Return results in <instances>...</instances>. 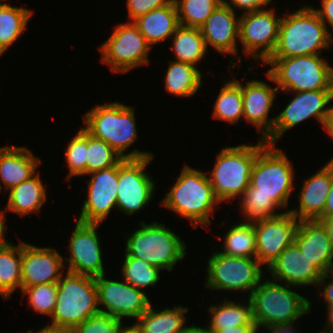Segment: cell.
<instances>
[{
    "label": "cell",
    "mask_w": 333,
    "mask_h": 333,
    "mask_svg": "<svg viewBox=\"0 0 333 333\" xmlns=\"http://www.w3.org/2000/svg\"><path fill=\"white\" fill-rule=\"evenodd\" d=\"M225 0L219 5L200 27L206 47H214L224 54H237V39L239 38V21L235 10ZM237 38V39H236Z\"/></svg>",
    "instance_id": "7402d4cb"
},
{
    "label": "cell",
    "mask_w": 333,
    "mask_h": 333,
    "mask_svg": "<svg viewBox=\"0 0 333 333\" xmlns=\"http://www.w3.org/2000/svg\"><path fill=\"white\" fill-rule=\"evenodd\" d=\"M239 21V40L246 55L263 63L272 55L278 43L282 17L272 9L245 12ZM259 50V51H257Z\"/></svg>",
    "instance_id": "7c38bea8"
},
{
    "label": "cell",
    "mask_w": 333,
    "mask_h": 333,
    "mask_svg": "<svg viewBox=\"0 0 333 333\" xmlns=\"http://www.w3.org/2000/svg\"><path fill=\"white\" fill-rule=\"evenodd\" d=\"M328 307H327V323H326V326L325 327H327V328H323L322 330L323 331H321V332H319V333H325V331H326V333H333V304L332 305H327ZM329 330V331H328Z\"/></svg>",
    "instance_id": "f5cc1de1"
},
{
    "label": "cell",
    "mask_w": 333,
    "mask_h": 333,
    "mask_svg": "<svg viewBox=\"0 0 333 333\" xmlns=\"http://www.w3.org/2000/svg\"><path fill=\"white\" fill-rule=\"evenodd\" d=\"M262 264L256 258L214 252L208 260L205 287L215 290L250 291L262 281Z\"/></svg>",
    "instance_id": "30bf717a"
},
{
    "label": "cell",
    "mask_w": 333,
    "mask_h": 333,
    "mask_svg": "<svg viewBox=\"0 0 333 333\" xmlns=\"http://www.w3.org/2000/svg\"><path fill=\"white\" fill-rule=\"evenodd\" d=\"M41 160L26 147L2 146L0 148V180L6 190H11L36 173ZM2 185L0 183V192Z\"/></svg>",
    "instance_id": "d4e9b609"
},
{
    "label": "cell",
    "mask_w": 333,
    "mask_h": 333,
    "mask_svg": "<svg viewBox=\"0 0 333 333\" xmlns=\"http://www.w3.org/2000/svg\"><path fill=\"white\" fill-rule=\"evenodd\" d=\"M224 251L228 256L255 258L256 242L253 223H237L223 238Z\"/></svg>",
    "instance_id": "e575fe53"
},
{
    "label": "cell",
    "mask_w": 333,
    "mask_h": 333,
    "mask_svg": "<svg viewBox=\"0 0 333 333\" xmlns=\"http://www.w3.org/2000/svg\"><path fill=\"white\" fill-rule=\"evenodd\" d=\"M294 243L323 273L333 271V245L320 220H301Z\"/></svg>",
    "instance_id": "603a6c76"
},
{
    "label": "cell",
    "mask_w": 333,
    "mask_h": 333,
    "mask_svg": "<svg viewBox=\"0 0 333 333\" xmlns=\"http://www.w3.org/2000/svg\"><path fill=\"white\" fill-rule=\"evenodd\" d=\"M122 157L104 140L87 132L86 175L115 166Z\"/></svg>",
    "instance_id": "74e56055"
},
{
    "label": "cell",
    "mask_w": 333,
    "mask_h": 333,
    "mask_svg": "<svg viewBox=\"0 0 333 333\" xmlns=\"http://www.w3.org/2000/svg\"><path fill=\"white\" fill-rule=\"evenodd\" d=\"M333 216V160H332V184L330 187V191L327 195V201L324 208V212L320 217H328Z\"/></svg>",
    "instance_id": "7dc6e473"
},
{
    "label": "cell",
    "mask_w": 333,
    "mask_h": 333,
    "mask_svg": "<svg viewBox=\"0 0 333 333\" xmlns=\"http://www.w3.org/2000/svg\"><path fill=\"white\" fill-rule=\"evenodd\" d=\"M333 37L312 7L306 5L281 20L278 43L269 58L320 55Z\"/></svg>",
    "instance_id": "6da1fadb"
},
{
    "label": "cell",
    "mask_w": 333,
    "mask_h": 333,
    "mask_svg": "<svg viewBox=\"0 0 333 333\" xmlns=\"http://www.w3.org/2000/svg\"><path fill=\"white\" fill-rule=\"evenodd\" d=\"M317 220H320L322 224L326 227L328 237L333 245V216L319 217Z\"/></svg>",
    "instance_id": "816d5d0a"
},
{
    "label": "cell",
    "mask_w": 333,
    "mask_h": 333,
    "mask_svg": "<svg viewBox=\"0 0 333 333\" xmlns=\"http://www.w3.org/2000/svg\"><path fill=\"white\" fill-rule=\"evenodd\" d=\"M225 0H174L179 24L200 28Z\"/></svg>",
    "instance_id": "d590c367"
},
{
    "label": "cell",
    "mask_w": 333,
    "mask_h": 333,
    "mask_svg": "<svg viewBox=\"0 0 333 333\" xmlns=\"http://www.w3.org/2000/svg\"><path fill=\"white\" fill-rule=\"evenodd\" d=\"M66 163H68L69 174L66 179L74 176L86 175L87 160V131L79 129L78 133L68 142L65 150Z\"/></svg>",
    "instance_id": "60d3db41"
},
{
    "label": "cell",
    "mask_w": 333,
    "mask_h": 333,
    "mask_svg": "<svg viewBox=\"0 0 333 333\" xmlns=\"http://www.w3.org/2000/svg\"><path fill=\"white\" fill-rule=\"evenodd\" d=\"M214 333H258L256 325H242L224 329H217Z\"/></svg>",
    "instance_id": "bcb514c9"
},
{
    "label": "cell",
    "mask_w": 333,
    "mask_h": 333,
    "mask_svg": "<svg viewBox=\"0 0 333 333\" xmlns=\"http://www.w3.org/2000/svg\"><path fill=\"white\" fill-rule=\"evenodd\" d=\"M201 78V72L194 65L170 61L165 77V90L177 97H190L201 87Z\"/></svg>",
    "instance_id": "f1b7e54d"
},
{
    "label": "cell",
    "mask_w": 333,
    "mask_h": 333,
    "mask_svg": "<svg viewBox=\"0 0 333 333\" xmlns=\"http://www.w3.org/2000/svg\"><path fill=\"white\" fill-rule=\"evenodd\" d=\"M254 146L238 145L221 149L209 181L216 198L221 202L242 196L250 185L252 168L258 152L267 144L259 139Z\"/></svg>",
    "instance_id": "52a82bcc"
},
{
    "label": "cell",
    "mask_w": 333,
    "mask_h": 333,
    "mask_svg": "<svg viewBox=\"0 0 333 333\" xmlns=\"http://www.w3.org/2000/svg\"><path fill=\"white\" fill-rule=\"evenodd\" d=\"M100 313L109 314L122 321L124 317L138 319L150 307L145 294L128 282L107 280L105 274L95 277Z\"/></svg>",
    "instance_id": "5bb4252c"
},
{
    "label": "cell",
    "mask_w": 333,
    "mask_h": 333,
    "mask_svg": "<svg viewBox=\"0 0 333 333\" xmlns=\"http://www.w3.org/2000/svg\"><path fill=\"white\" fill-rule=\"evenodd\" d=\"M98 226L99 224L77 221L72 237L68 240V252L71 256L64 259L69 265L67 272L92 277L105 274Z\"/></svg>",
    "instance_id": "e0dca14e"
},
{
    "label": "cell",
    "mask_w": 333,
    "mask_h": 333,
    "mask_svg": "<svg viewBox=\"0 0 333 333\" xmlns=\"http://www.w3.org/2000/svg\"><path fill=\"white\" fill-rule=\"evenodd\" d=\"M172 36L177 61L195 66L205 56L207 47L200 28L179 25Z\"/></svg>",
    "instance_id": "4dcf8cb0"
},
{
    "label": "cell",
    "mask_w": 333,
    "mask_h": 333,
    "mask_svg": "<svg viewBox=\"0 0 333 333\" xmlns=\"http://www.w3.org/2000/svg\"><path fill=\"white\" fill-rule=\"evenodd\" d=\"M21 242L14 246L8 241L0 244V295L11 298L16 288L21 289Z\"/></svg>",
    "instance_id": "f546056e"
},
{
    "label": "cell",
    "mask_w": 333,
    "mask_h": 333,
    "mask_svg": "<svg viewBox=\"0 0 333 333\" xmlns=\"http://www.w3.org/2000/svg\"><path fill=\"white\" fill-rule=\"evenodd\" d=\"M266 144L255 159L250 185L244 193L271 197L280 207L288 205L294 181L293 166L283 151Z\"/></svg>",
    "instance_id": "9c48e42d"
},
{
    "label": "cell",
    "mask_w": 333,
    "mask_h": 333,
    "mask_svg": "<svg viewBox=\"0 0 333 333\" xmlns=\"http://www.w3.org/2000/svg\"><path fill=\"white\" fill-rule=\"evenodd\" d=\"M5 214L1 212L0 210V244L1 243H4L6 242L7 240H5V237H4V233H5V228H7L5 225H4V219H5Z\"/></svg>",
    "instance_id": "9f6ffc18"
},
{
    "label": "cell",
    "mask_w": 333,
    "mask_h": 333,
    "mask_svg": "<svg viewBox=\"0 0 333 333\" xmlns=\"http://www.w3.org/2000/svg\"><path fill=\"white\" fill-rule=\"evenodd\" d=\"M122 321L109 314L99 313L76 326L73 333H116Z\"/></svg>",
    "instance_id": "b9f144b4"
},
{
    "label": "cell",
    "mask_w": 333,
    "mask_h": 333,
    "mask_svg": "<svg viewBox=\"0 0 333 333\" xmlns=\"http://www.w3.org/2000/svg\"><path fill=\"white\" fill-rule=\"evenodd\" d=\"M323 126H324L326 132H328V134L333 139V106L328 107ZM332 160H333V158H332Z\"/></svg>",
    "instance_id": "681fc988"
},
{
    "label": "cell",
    "mask_w": 333,
    "mask_h": 333,
    "mask_svg": "<svg viewBox=\"0 0 333 333\" xmlns=\"http://www.w3.org/2000/svg\"><path fill=\"white\" fill-rule=\"evenodd\" d=\"M126 240L125 254L139 258L162 270H173L186 255V245L171 229L158 222L145 224Z\"/></svg>",
    "instance_id": "ba28073f"
},
{
    "label": "cell",
    "mask_w": 333,
    "mask_h": 333,
    "mask_svg": "<svg viewBox=\"0 0 333 333\" xmlns=\"http://www.w3.org/2000/svg\"><path fill=\"white\" fill-rule=\"evenodd\" d=\"M293 323L289 324H278V325H271L266 327L270 333H293L296 332L294 331V328L292 326Z\"/></svg>",
    "instance_id": "c3c4849f"
},
{
    "label": "cell",
    "mask_w": 333,
    "mask_h": 333,
    "mask_svg": "<svg viewBox=\"0 0 333 333\" xmlns=\"http://www.w3.org/2000/svg\"><path fill=\"white\" fill-rule=\"evenodd\" d=\"M234 80L242 88L243 100V118L249 123H252L262 134L264 140L272 131L275 125L276 116L268 119V114L273 106L278 88H272L268 84L259 80L247 81L245 86Z\"/></svg>",
    "instance_id": "44dd1931"
},
{
    "label": "cell",
    "mask_w": 333,
    "mask_h": 333,
    "mask_svg": "<svg viewBox=\"0 0 333 333\" xmlns=\"http://www.w3.org/2000/svg\"><path fill=\"white\" fill-rule=\"evenodd\" d=\"M332 184V159L304 181L299 193V209L288 210L297 220H317L324 212Z\"/></svg>",
    "instance_id": "cb8c5ba5"
},
{
    "label": "cell",
    "mask_w": 333,
    "mask_h": 333,
    "mask_svg": "<svg viewBox=\"0 0 333 333\" xmlns=\"http://www.w3.org/2000/svg\"><path fill=\"white\" fill-rule=\"evenodd\" d=\"M57 300L51 325L44 328L55 331H72L92 316L99 314L95 277L66 275L57 282Z\"/></svg>",
    "instance_id": "7a4b0ae2"
},
{
    "label": "cell",
    "mask_w": 333,
    "mask_h": 333,
    "mask_svg": "<svg viewBox=\"0 0 333 333\" xmlns=\"http://www.w3.org/2000/svg\"><path fill=\"white\" fill-rule=\"evenodd\" d=\"M252 223L256 239L255 258L261 264L268 266L294 243L300 221L287 210L273 218Z\"/></svg>",
    "instance_id": "9a60e30c"
},
{
    "label": "cell",
    "mask_w": 333,
    "mask_h": 333,
    "mask_svg": "<svg viewBox=\"0 0 333 333\" xmlns=\"http://www.w3.org/2000/svg\"><path fill=\"white\" fill-rule=\"evenodd\" d=\"M45 189L39 173H35L29 179L9 190L10 194L5 211L15 212L22 217L30 213H37L46 201Z\"/></svg>",
    "instance_id": "4316f807"
},
{
    "label": "cell",
    "mask_w": 333,
    "mask_h": 333,
    "mask_svg": "<svg viewBox=\"0 0 333 333\" xmlns=\"http://www.w3.org/2000/svg\"><path fill=\"white\" fill-rule=\"evenodd\" d=\"M171 1L172 0H126L128 17L130 21H134L139 16L145 15L154 9L161 8Z\"/></svg>",
    "instance_id": "7bdbcfd3"
},
{
    "label": "cell",
    "mask_w": 333,
    "mask_h": 333,
    "mask_svg": "<svg viewBox=\"0 0 333 333\" xmlns=\"http://www.w3.org/2000/svg\"><path fill=\"white\" fill-rule=\"evenodd\" d=\"M87 175H92L88 182V195L77 221L100 224L117 206L118 163Z\"/></svg>",
    "instance_id": "ac0fdd59"
},
{
    "label": "cell",
    "mask_w": 333,
    "mask_h": 333,
    "mask_svg": "<svg viewBox=\"0 0 333 333\" xmlns=\"http://www.w3.org/2000/svg\"><path fill=\"white\" fill-rule=\"evenodd\" d=\"M133 22L151 46L172 37L180 25L174 0L161 8L139 16Z\"/></svg>",
    "instance_id": "484cf974"
},
{
    "label": "cell",
    "mask_w": 333,
    "mask_h": 333,
    "mask_svg": "<svg viewBox=\"0 0 333 333\" xmlns=\"http://www.w3.org/2000/svg\"><path fill=\"white\" fill-rule=\"evenodd\" d=\"M32 14L31 10L24 7L0 3V56L22 34Z\"/></svg>",
    "instance_id": "d6a6232c"
},
{
    "label": "cell",
    "mask_w": 333,
    "mask_h": 333,
    "mask_svg": "<svg viewBox=\"0 0 333 333\" xmlns=\"http://www.w3.org/2000/svg\"><path fill=\"white\" fill-rule=\"evenodd\" d=\"M182 333H214V332H212L208 327L201 328L192 325L190 327H186Z\"/></svg>",
    "instance_id": "db71d44e"
},
{
    "label": "cell",
    "mask_w": 333,
    "mask_h": 333,
    "mask_svg": "<svg viewBox=\"0 0 333 333\" xmlns=\"http://www.w3.org/2000/svg\"><path fill=\"white\" fill-rule=\"evenodd\" d=\"M27 333H32V331L29 330ZM37 333H60V331L49 330V329L43 328L40 331H38Z\"/></svg>",
    "instance_id": "6f0895ef"
},
{
    "label": "cell",
    "mask_w": 333,
    "mask_h": 333,
    "mask_svg": "<svg viewBox=\"0 0 333 333\" xmlns=\"http://www.w3.org/2000/svg\"><path fill=\"white\" fill-rule=\"evenodd\" d=\"M151 45L132 21L121 23L114 29L101 47L102 62L113 72L126 73L131 69L149 63Z\"/></svg>",
    "instance_id": "8fae6325"
},
{
    "label": "cell",
    "mask_w": 333,
    "mask_h": 333,
    "mask_svg": "<svg viewBox=\"0 0 333 333\" xmlns=\"http://www.w3.org/2000/svg\"><path fill=\"white\" fill-rule=\"evenodd\" d=\"M63 261L53 248H39L21 241V288L57 283L64 274Z\"/></svg>",
    "instance_id": "ffe728a7"
},
{
    "label": "cell",
    "mask_w": 333,
    "mask_h": 333,
    "mask_svg": "<svg viewBox=\"0 0 333 333\" xmlns=\"http://www.w3.org/2000/svg\"><path fill=\"white\" fill-rule=\"evenodd\" d=\"M60 333H73L72 331H60Z\"/></svg>",
    "instance_id": "680465c9"
},
{
    "label": "cell",
    "mask_w": 333,
    "mask_h": 333,
    "mask_svg": "<svg viewBox=\"0 0 333 333\" xmlns=\"http://www.w3.org/2000/svg\"><path fill=\"white\" fill-rule=\"evenodd\" d=\"M153 156L121 159L118 162L117 208L132 215L144 208L153 197L155 184L144 170Z\"/></svg>",
    "instance_id": "4fadbf2b"
},
{
    "label": "cell",
    "mask_w": 333,
    "mask_h": 333,
    "mask_svg": "<svg viewBox=\"0 0 333 333\" xmlns=\"http://www.w3.org/2000/svg\"><path fill=\"white\" fill-rule=\"evenodd\" d=\"M240 198L243 200L240 202L243 215L248 218L245 222L251 223L280 215L274 213L280 206L271 197L243 193Z\"/></svg>",
    "instance_id": "f35d334b"
},
{
    "label": "cell",
    "mask_w": 333,
    "mask_h": 333,
    "mask_svg": "<svg viewBox=\"0 0 333 333\" xmlns=\"http://www.w3.org/2000/svg\"><path fill=\"white\" fill-rule=\"evenodd\" d=\"M84 129L95 138L104 140L123 159H140L153 156L149 152L124 151L137 139L134 109L120 102L96 105L84 115Z\"/></svg>",
    "instance_id": "3957f363"
},
{
    "label": "cell",
    "mask_w": 333,
    "mask_h": 333,
    "mask_svg": "<svg viewBox=\"0 0 333 333\" xmlns=\"http://www.w3.org/2000/svg\"><path fill=\"white\" fill-rule=\"evenodd\" d=\"M290 286L273 282L259 283L249 294L254 322L259 329L271 325L294 323L310 311L311 302L289 289Z\"/></svg>",
    "instance_id": "8992f818"
},
{
    "label": "cell",
    "mask_w": 333,
    "mask_h": 333,
    "mask_svg": "<svg viewBox=\"0 0 333 333\" xmlns=\"http://www.w3.org/2000/svg\"><path fill=\"white\" fill-rule=\"evenodd\" d=\"M116 333H140V329L135 323L129 327L123 326V323H122Z\"/></svg>",
    "instance_id": "11a10c76"
},
{
    "label": "cell",
    "mask_w": 333,
    "mask_h": 333,
    "mask_svg": "<svg viewBox=\"0 0 333 333\" xmlns=\"http://www.w3.org/2000/svg\"><path fill=\"white\" fill-rule=\"evenodd\" d=\"M57 283L37 284L21 288V292L28 295V304L36 312L52 317L57 300Z\"/></svg>",
    "instance_id": "ab89813d"
},
{
    "label": "cell",
    "mask_w": 333,
    "mask_h": 333,
    "mask_svg": "<svg viewBox=\"0 0 333 333\" xmlns=\"http://www.w3.org/2000/svg\"><path fill=\"white\" fill-rule=\"evenodd\" d=\"M212 118L224 120L229 123H238L243 117L242 88L234 80L226 82L213 104Z\"/></svg>",
    "instance_id": "836d02e7"
},
{
    "label": "cell",
    "mask_w": 333,
    "mask_h": 333,
    "mask_svg": "<svg viewBox=\"0 0 333 333\" xmlns=\"http://www.w3.org/2000/svg\"><path fill=\"white\" fill-rule=\"evenodd\" d=\"M186 312L188 308L182 306L165 308L158 312L150 305L135 324L139 327L140 333H182L186 328L183 326L186 322Z\"/></svg>",
    "instance_id": "83f0119b"
},
{
    "label": "cell",
    "mask_w": 333,
    "mask_h": 333,
    "mask_svg": "<svg viewBox=\"0 0 333 333\" xmlns=\"http://www.w3.org/2000/svg\"><path fill=\"white\" fill-rule=\"evenodd\" d=\"M161 269L139 258L129 257L125 254L122 266L124 280L138 289L155 286L160 280Z\"/></svg>",
    "instance_id": "8d00e7d4"
},
{
    "label": "cell",
    "mask_w": 333,
    "mask_h": 333,
    "mask_svg": "<svg viewBox=\"0 0 333 333\" xmlns=\"http://www.w3.org/2000/svg\"><path fill=\"white\" fill-rule=\"evenodd\" d=\"M211 321L208 328L214 332L217 329L237 327L242 325H256L252 315L251 302L245 306L234 301L224 300L222 304L210 306Z\"/></svg>",
    "instance_id": "1f68e13d"
},
{
    "label": "cell",
    "mask_w": 333,
    "mask_h": 333,
    "mask_svg": "<svg viewBox=\"0 0 333 333\" xmlns=\"http://www.w3.org/2000/svg\"><path fill=\"white\" fill-rule=\"evenodd\" d=\"M294 93L296 96L276 116L273 131L264 139L268 144L275 145L284 132L311 116H315L323 125L328 110L327 105L333 100V90Z\"/></svg>",
    "instance_id": "2e32d148"
},
{
    "label": "cell",
    "mask_w": 333,
    "mask_h": 333,
    "mask_svg": "<svg viewBox=\"0 0 333 333\" xmlns=\"http://www.w3.org/2000/svg\"><path fill=\"white\" fill-rule=\"evenodd\" d=\"M232 5L230 7L232 9L239 8L240 10L247 11H253V10H259L260 8L266 7V4H269L272 2V0H230Z\"/></svg>",
    "instance_id": "ee69618b"
},
{
    "label": "cell",
    "mask_w": 333,
    "mask_h": 333,
    "mask_svg": "<svg viewBox=\"0 0 333 333\" xmlns=\"http://www.w3.org/2000/svg\"><path fill=\"white\" fill-rule=\"evenodd\" d=\"M321 5V9L313 8V10L317 13L326 27L327 21L333 29V0H322Z\"/></svg>",
    "instance_id": "f6af8a7d"
},
{
    "label": "cell",
    "mask_w": 333,
    "mask_h": 333,
    "mask_svg": "<svg viewBox=\"0 0 333 333\" xmlns=\"http://www.w3.org/2000/svg\"><path fill=\"white\" fill-rule=\"evenodd\" d=\"M266 76L283 92L333 90V68L319 55L268 58Z\"/></svg>",
    "instance_id": "5b68a950"
},
{
    "label": "cell",
    "mask_w": 333,
    "mask_h": 333,
    "mask_svg": "<svg viewBox=\"0 0 333 333\" xmlns=\"http://www.w3.org/2000/svg\"><path fill=\"white\" fill-rule=\"evenodd\" d=\"M331 277H333V271L330 272ZM332 282L325 285L323 296L324 300L326 301V305H332L333 304V278L331 279Z\"/></svg>",
    "instance_id": "f907efd6"
},
{
    "label": "cell",
    "mask_w": 333,
    "mask_h": 333,
    "mask_svg": "<svg viewBox=\"0 0 333 333\" xmlns=\"http://www.w3.org/2000/svg\"><path fill=\"white\" fill-rule=\"evenodd\" d=\"M218 203L220 201L214 195L207 175L186 165L161 202L163 206L189 219L196 228L198 224L209 226V215Z\"/></svg>",
    "instance_id": "277c9868"
},
{
    "label": "cell",
    "mask_w": 333,
    "mask_h": 333,
    "mask_svg": "<svg viewBox=\"0 0 333 333\" xmlns=\"http://www.w3.org/2000/svg\"><path fill=\"white\" fill-rule=\"evenodd\" d=\"M273 281L286 282L289 286L323 285L329 273H323L310 261L295 243L289 245L267 266Z\"/></svg>",
    "instance_id": "d6986e66"
}]
</instances>
